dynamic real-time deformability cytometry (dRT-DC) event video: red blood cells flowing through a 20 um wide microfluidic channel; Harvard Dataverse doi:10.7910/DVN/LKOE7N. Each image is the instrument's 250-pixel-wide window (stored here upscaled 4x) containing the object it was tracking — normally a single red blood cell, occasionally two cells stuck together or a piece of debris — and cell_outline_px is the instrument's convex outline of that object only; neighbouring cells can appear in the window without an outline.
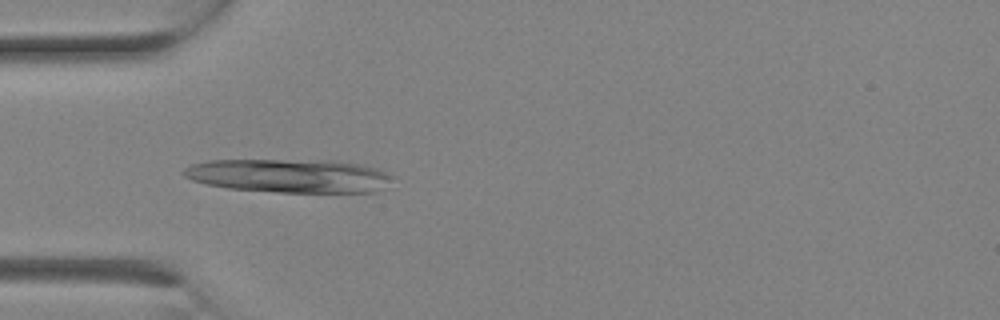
{"species": "Egyptian fruit bat (a non-hibernating species)", "species_latin": "Rousettus aegyptiacus", "temperature_condition": "room temperature", "stored_images_in_passage": 6, "camera_frame_rate_fps": 3000, "um_per_image_px": 0.085, "animal": {"sex": "female"}, "frame": {"image": 1, "passage_image": 3, "time_ms": 0.667, "image_size_px": [1000, 320], "cell_outline_px": [[396, 176], [384, 188], [376, 192], [280, 192], [228, 188], [208, 184], [192, 180], [184, 176], [180, 172], [184, 168], [192, 164], [208, 160], [336, 160], [364, 164], [376, 168]], "centroid_in_image_um": [24.64, 14.93], "position_along_channel_um": 60.4, "area_um2": 41.33}}
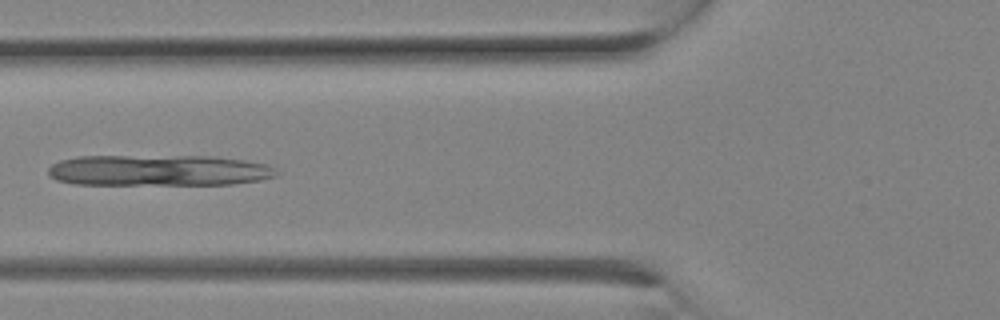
{"frame": {"image": 2, "passage_image": 5, "time_ms": 1.333, "image_size_px": [1000, 320], "cell_outline_px": [[280, 172], [276, 176], [260, 180], [232, 184], [72, 184], [56, 180], [48, 176], [48, 168], [52, 164], [60, 160], [76, 156], [216, 156], [244, 160], [268, 164], [276, 168]], "centroid_in_image_um": [13.49, 14.47], "position_along_channel_um": 112.3, "area_um2": 41.67}}